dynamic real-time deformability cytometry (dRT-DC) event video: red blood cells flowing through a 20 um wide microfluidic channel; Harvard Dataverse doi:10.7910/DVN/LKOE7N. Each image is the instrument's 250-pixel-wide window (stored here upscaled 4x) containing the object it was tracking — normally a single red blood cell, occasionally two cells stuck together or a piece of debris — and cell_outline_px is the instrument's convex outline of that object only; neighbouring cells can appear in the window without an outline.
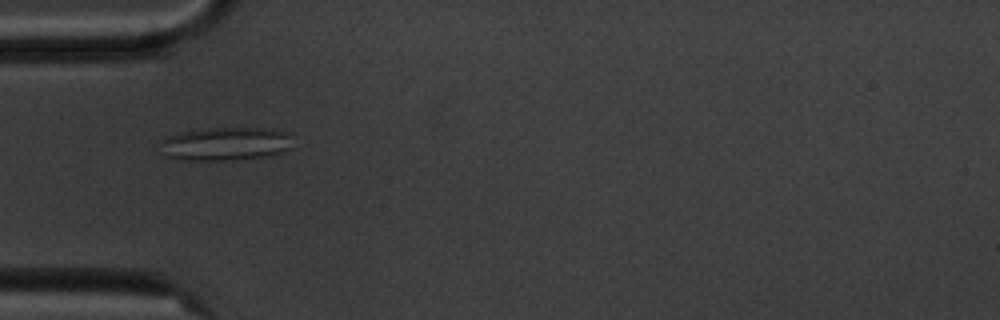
{"species": "common noctule bat (a hibernating species)", "species_latin": "Nyctalus noctula", "temperature_condition": "cold", "stored_images_in_passage": 15, "camera_frame_rate_fps": 3000, "um_per_image_px": 0.085, "animal": {"sex": "male", "body_mass_g": 20.1, "forearm_length_mm": 53.5}, "frame": {"image": 1, "passage_image": 5, "time_ms": 5.333, "image_size_px": [1000, 320], "cell_outline_px": [[292, 148], [280, 152], [264, 156], [224, 160], [176, 160], [160, 156], [160, 140], [168, 136], [184, 132], [208, 128], [256, 128], [280, 132], [288, 136]], "centroid_in_image_um": [19.0, 12.25], "position_along_channel_um": 66.0, "area_um2": 25.43}}
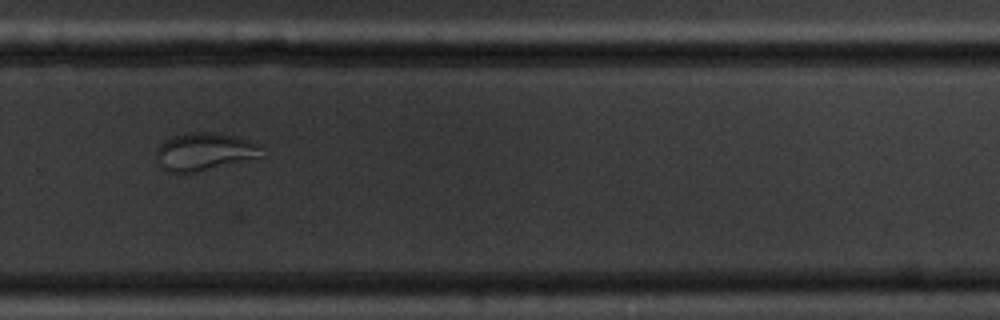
{"frame": {"image": 2, "passage_image": 11, "time_ms": 12.333, "image_size_px": [1000, 320], "cell_outline_px": [[256, 156], [192, 172], [168, 172], [156, 160], [156, 148], [164, 140], [176, 136], [192, 132], [212, 132], [236, 136], [248, 140], [256, 144]], "centroid_in_image_um": [17.2, 12.86], "position_along_channel_um": 312.6, "area_um2": 21.79}}
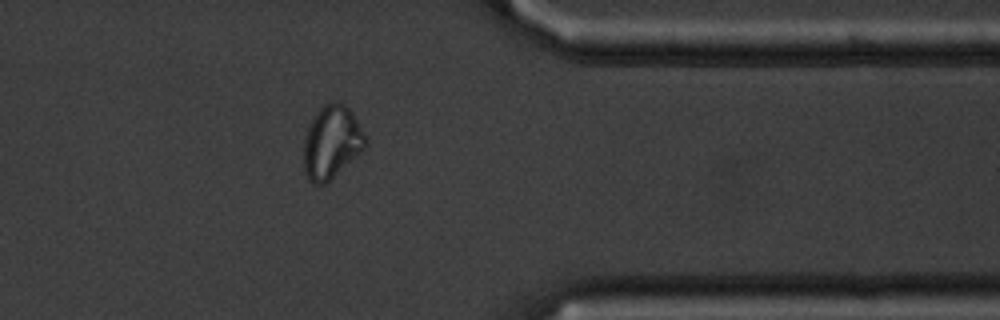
{"frame": {"image": 3, "passage_image": 13, "time_ms": 14.667, "image_size_px": [1000, 320], "cell_outline_px": [[368, 144], [360, 152], [324, 184], [312, 184], [308, 180], [304, 172], [304, 136], [316, 112], [324, 104], [332, 100], [336, 100], [344, 104], [352, 112], [368, 140]], "centroid_in_image_um": [28.18, 12.06], "position_along_channel_um": 383.2, "area_um2": 26.07}}